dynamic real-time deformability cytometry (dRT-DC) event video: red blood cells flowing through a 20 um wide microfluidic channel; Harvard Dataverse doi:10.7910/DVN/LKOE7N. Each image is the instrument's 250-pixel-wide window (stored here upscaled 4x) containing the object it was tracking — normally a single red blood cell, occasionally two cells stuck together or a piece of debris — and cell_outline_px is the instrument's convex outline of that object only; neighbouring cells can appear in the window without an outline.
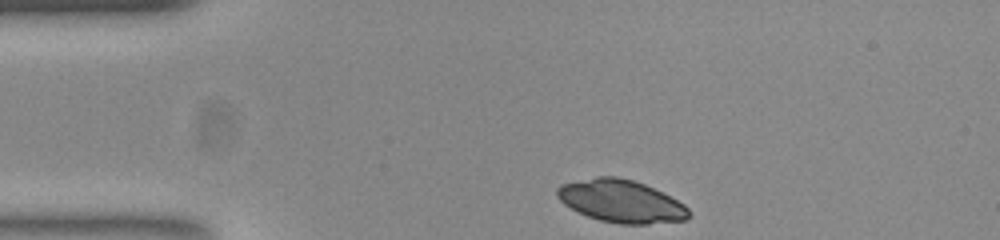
{"species": "common noctule bat (a hibernating species)", "species_latin": "Nyctalus noctula", "temperature_condition": "room temperature", "stored_images_in_passage": 34, "camera_frame_rate_fps": 3000, "um_per_image_px": 0.085, "animal": {"sex": "female", "body_mass_g": 23.0, "forearm_length_mm": 53.4}, "frame": {"image": 1, "passage_image": 1, "time_ms": 0.0, "image_size_px": [1000, 240], "cell_outline_px": [[692, 216], [684, 220], [648, 224], [620, 224], [600, 220], [588, 216], [564, 204], [556, 196], [556, 188], [560, 184], [596, 176], [616, 176], [632, 180], [644, 184], [684, 204], [688, 208]], "centroid_in_image_um": [52.77, 17.1], "position_along_channel_um": 32.2, "area_um2": 32.48}}
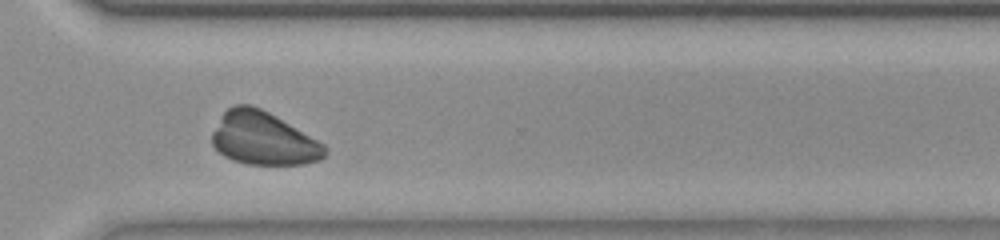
{"frame": {"image": 2, "passage_image": 30, "time_ms": 9.667, "image_size_px": [1000, 240], "cell_outline_px": [[328, 152], [320, 160], [304, 164], [248, 164], [232, 160], [224, 156], [212, 144], [212, 132], [220, 116], [228, 108], [236, 104], [248, 104], [260, 108], [268, 112], [324, 144], [328, 148]], "centroid_in_image_um": [22.37, 11.78], "position_along_channel_um": 348.2, "area_um2": 34.62}}